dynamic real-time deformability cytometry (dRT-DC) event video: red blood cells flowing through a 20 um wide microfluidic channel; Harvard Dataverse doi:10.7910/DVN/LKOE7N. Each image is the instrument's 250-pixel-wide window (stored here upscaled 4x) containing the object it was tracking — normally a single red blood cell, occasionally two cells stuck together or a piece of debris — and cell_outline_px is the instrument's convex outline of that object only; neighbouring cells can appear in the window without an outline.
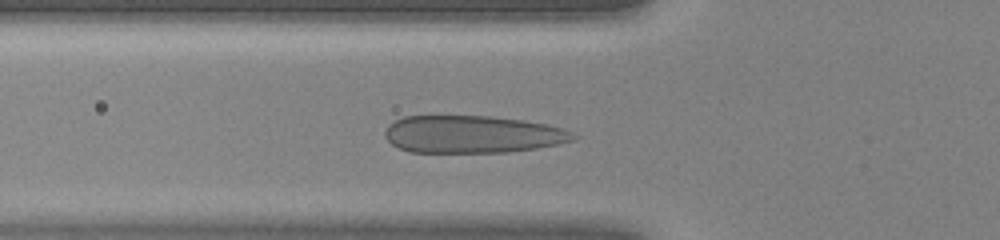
{"species": "human", "species_latin": "Homo sapiens", "temperature_condition": "warm", "stored_images_in_passage": 34, "camera_frame_rate_fps": 3000, "um_per_image_px": 0.085, "donor": {"sex": "female"}, "frame": {"image": 1, "passage_image": 9, "time_ms": 2.667, "image_size_px": [1000, 240], "cell_outline_px": [[580, 136], [572, 140], [556, 144], [536, 148], [508, 152], [408, 152], [392, 144], [384, 136], [384, 132], [388, 124], [404, 116], [492, 116], [524, 120], [564, 128]], "centroid_in_image_um": [40.14, 11.41], "position_along_channel_um": 85.7, "area_um2": 41.15}}
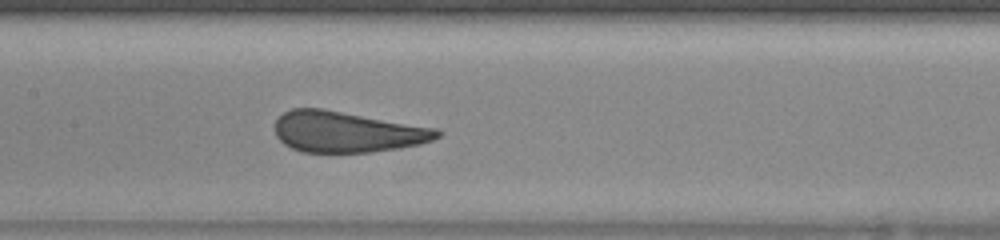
{"frame": {"image": 2, "passage_image": 15, "time_ms": 4.667, "image_size_px": [1000, 240], "cell_outline_px": [[444, 132], [440, 136], [432, 140], [420, 144], [400, 148], [372, 152], [300, 152], [284, 144], [276, 136], [276, 120], [284, 112], [292, 108], [324, 108], [436, 128]], "centroid_in_image_um": [29.51, 11.2], "position_along_channel_um": 177.9, "area_um2": 38.84}}
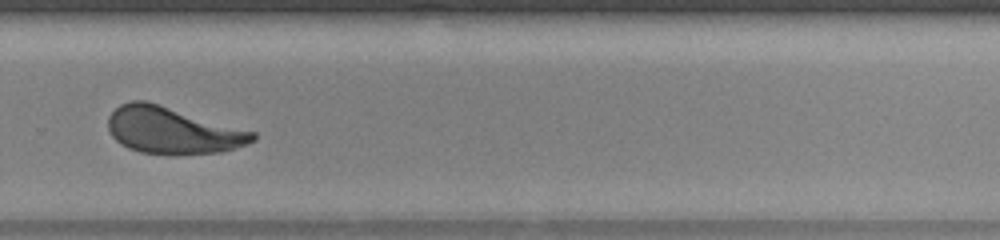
{"frame": {"image": 3, "passage_image": 24, "time_ms": 7.667, "image_size_px": [1000, 240], "cell_outline_px": [[256, 140], [248, 144], [220, 152], [140, 152], [128, 148], [120, 144], [112, 136], [108, 128], [108, 116], [120, 104], [132, 100], [148, 100], [256, 132]], "centroid_in_image_um": [14.65, 11.03], "position_along_channel_um": 315.1, "area_um2": 38.9}}